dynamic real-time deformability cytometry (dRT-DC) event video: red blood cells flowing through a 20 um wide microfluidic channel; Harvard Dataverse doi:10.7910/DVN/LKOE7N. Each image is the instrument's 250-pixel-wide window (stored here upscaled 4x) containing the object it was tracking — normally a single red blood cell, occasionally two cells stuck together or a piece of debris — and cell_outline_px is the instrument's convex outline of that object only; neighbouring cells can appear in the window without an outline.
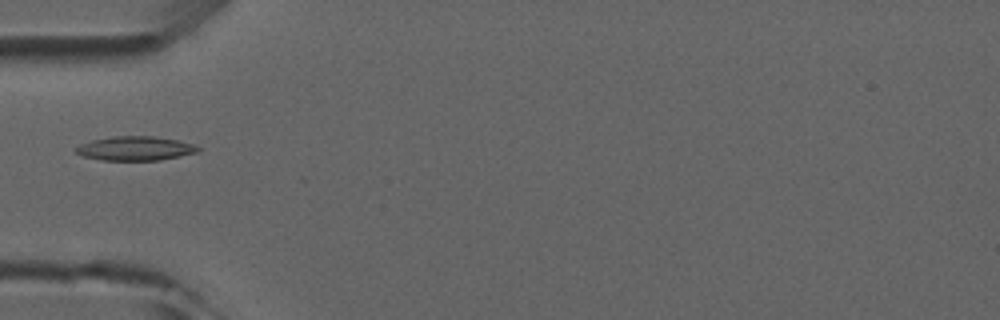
{"species": "common noctule bat (a hibernating species)", "species_latin": "Nyctalus noctula", "temperature_condition": "room temperature", "stored_images_in_passage": 7, "camera_frame_rate_fps": 3000, "um_per_image_px": 0.085, "animal": {"sex": "male", "forearm_length_mm": 52.5}, "frame": {"image": 1, "passage_image": 5, "time_ms": 5.0, "image_size_px": [1000, 320], "cell_outline_px": [[200, 152], [160, 160], [104, 160], [84, 156], [76, 152], [72, 148], [80, 144], [92, 140], [112, 136], [152, 136], [176, 140], [192, 144], [200, 148]], "centroid_in_image_um": [11.48, 12.61], "position_along_channel_um": 73.5, "area_um2": 17.11}}
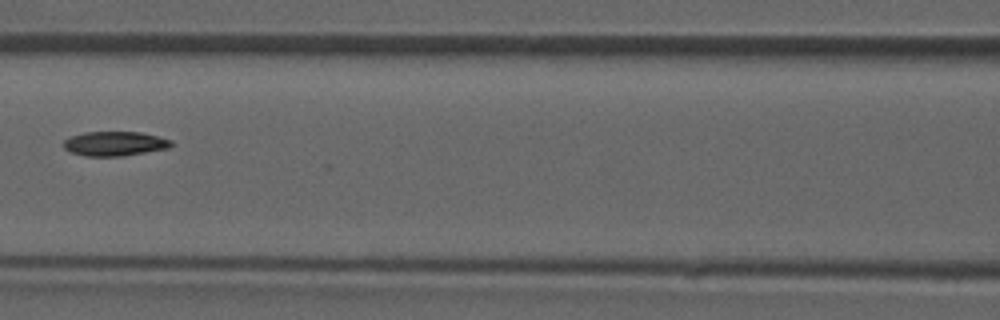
{"frame": {"image": 2, "passage_image": 7, "time_ms": 7.0, "image_size_px": [1000, 320], "cell_outline_px": [[172, 144], [168, 148], [120, 156], [88, 156], [72, 152], [64, 148], [64, 140], [72, 136], [84, 132], [140, 132], [172, 140]], "centroid_in_image_um": [9.74, 12.2], "position_along_channel_um": 156.9, "area_um2": 15.03}}